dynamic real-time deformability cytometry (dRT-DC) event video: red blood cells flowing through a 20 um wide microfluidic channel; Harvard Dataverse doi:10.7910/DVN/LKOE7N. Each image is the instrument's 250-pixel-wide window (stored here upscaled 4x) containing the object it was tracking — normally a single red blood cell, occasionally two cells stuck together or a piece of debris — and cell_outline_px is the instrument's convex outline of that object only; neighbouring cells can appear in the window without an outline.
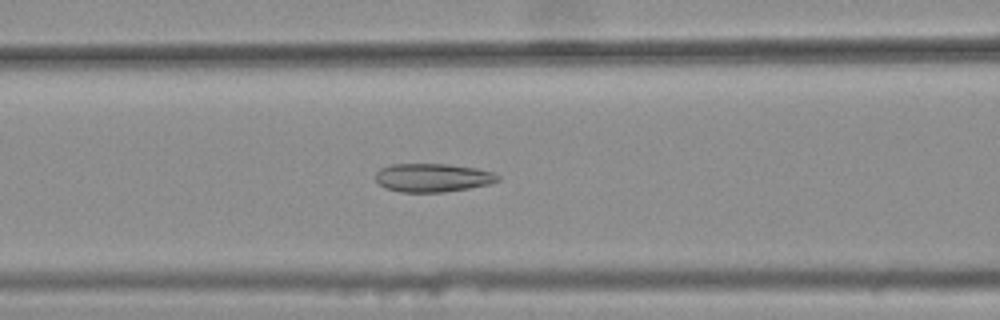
{"species": "common noctule bat (a hibernating species)", "species_latin": "Nyctalus noctula", "temperature_condition": "warm", "stored_images_in_passage": 43, "camera_frame_rate_fps": 3000, "um_per_image_px": 0.085, "animal": {"sex": "female", "body_mass_g": 25.1}, "frame": {"image": 1, "passage_image": 20, "time_ms": 6.333, "image_size_px": [1000, 320], "cell_outline_px": [[500, 180], [488, 184], [468, 188], [444, 192], [400, 192], [384, 188], [376, 180], [376, 172], [380, 168], [392, 164], [448, 164], [476, 168], [496, 172], [500, 176]], "centroid_in_image_um": [36.79, 15.1], "position_along_channel_um": 129.8, "area_um2": 20.4}}
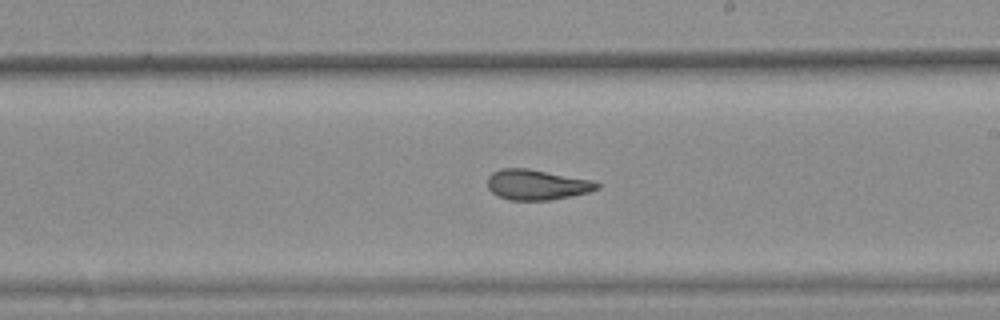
{"frame": {"image": 2, "passage_image": 29, "time_ms": 9.333, "image_size_px": [1000, 320], "cell_outline_px": [[600, 188], [588, 192], [572, 196], [552, 200], [508, 200], [492, 192], [488, 188], [488, 176], [492, 172], [500, 168], [528, 168], [592, 180], [600, 184]], "centroid_in_image_um": [45.63, 15.69], "position_along_channel_um": 243.4, "area_um2": 19.42}}
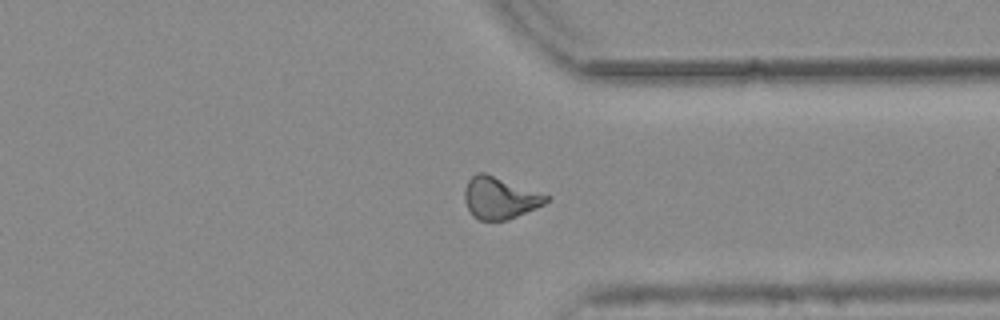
{"frame": {"image": 3, "passage_image": 39, "time_ms": 12.667, "image_size_px": [1000, 320], "cell_outline_px": [[552, 196], [544, 204], [536, 208], [508, 220], [480, 220], [472, 216], [464, 200], [464, 188], [468, 180], [476, 172], [484, 172]], "centroid_in_image_um": [42.48, 16.82], "position_along_channel_um": 368.9, "area_um2": 20.06}, "authors_computed_cell_mechanics": {"area_um2": 19.9988, "velocity_mm_per_s": 3.7967, "shape_relaxation_time_tau1_ms": null, "shape_relaxation_time_tau2_ms": 1.4674, "deformation_change_tau1": null, "deformation_change_tau2": 0.0828}}